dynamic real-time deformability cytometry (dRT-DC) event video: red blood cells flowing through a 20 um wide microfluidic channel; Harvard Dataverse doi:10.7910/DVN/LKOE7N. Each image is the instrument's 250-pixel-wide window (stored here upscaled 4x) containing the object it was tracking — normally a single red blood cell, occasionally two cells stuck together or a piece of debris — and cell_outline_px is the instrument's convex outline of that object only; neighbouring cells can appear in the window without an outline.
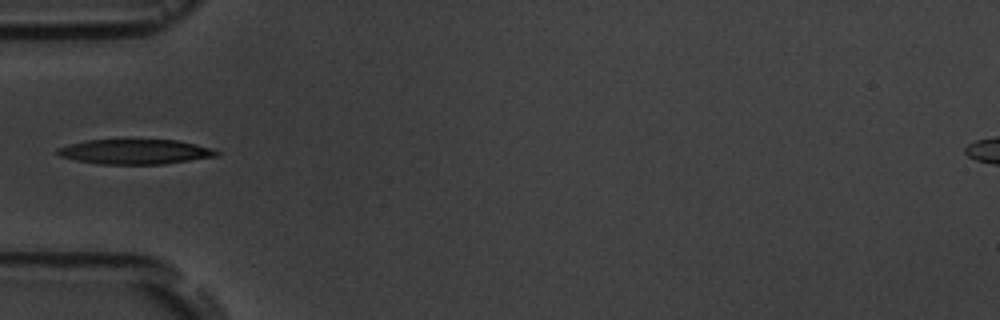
{"species": "common noctule bat (a hibernating species)", "species_latin": "Nyctalus noctula", "temperature_condition": "room temperature", "stored_images_in_passage": 2, "camera_frame_rate_fps": 3000, "um_per_image_px": 0.085, "animal": {"sex": "male", "body_mass_g": 19.5, "forearm_length_mm": 54.6}, "frame": {"image": 1, "passage_image": 2, "time_ms": 1.0, "image_size_px": [1000, 320], "cell_outline_px": [[220, 156], [164, 164], [100, 164], [76, 160], [60, 156], [56, 152], [56, 148], [88, 140], [176, 140], [196, 144], [212, 148], [220, 152]], "centroid_in_image_um": [11.54, 12.9], "position_along_channel_um": 73.5, "area_um2": 23.0}}